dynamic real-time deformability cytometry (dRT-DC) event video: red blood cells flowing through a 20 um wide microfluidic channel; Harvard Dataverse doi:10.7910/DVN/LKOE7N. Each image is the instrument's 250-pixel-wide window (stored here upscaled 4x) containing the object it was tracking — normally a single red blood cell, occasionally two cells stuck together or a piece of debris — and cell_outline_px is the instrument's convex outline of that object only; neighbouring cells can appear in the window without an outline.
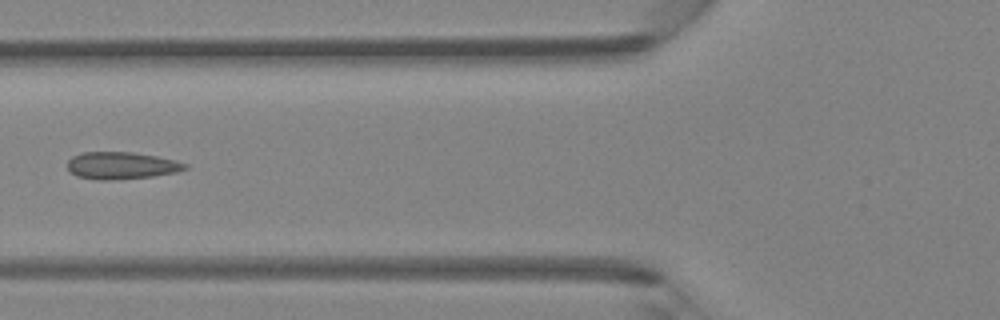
{"species": "Egyptian fruit bat (a non-hibernating species)", "species_latin": "Rousettus aegyptiacus", "temperature_condition": "room temperature", "stored_images_in_passage": 4, "camera_frame_rate_fps": 3000, "um_per_image_px": 0.085, "animal": {"sex": "female"}, "frame": {"image": 1, "passage_image": 4, "time_ms": 3.667, "image_size_px": [1000, 320], "cell_outline_px": [[188, 168], [176, 172], [152, 176], [108, 180], [96, 180], [76, 176], [68, 172], [68, 160], [72, 156], [80, 152], [132, 152], [156, 156], [176, 160], [188, 164]], "centroid_in_image_um": [10.29, 14.07], "position_along_channel_um": 115.5, "area_um2": 18.73}}